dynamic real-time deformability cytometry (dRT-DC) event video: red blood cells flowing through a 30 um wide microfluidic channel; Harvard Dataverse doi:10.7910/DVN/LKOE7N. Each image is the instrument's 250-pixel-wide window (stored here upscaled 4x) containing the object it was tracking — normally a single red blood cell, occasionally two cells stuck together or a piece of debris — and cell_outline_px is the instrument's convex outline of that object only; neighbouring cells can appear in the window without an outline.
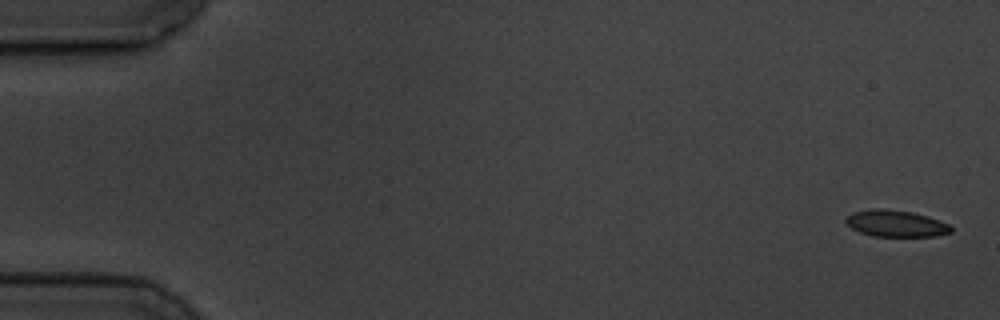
{"species": "common noctule bat (a hibernating species)", "species_latin": "Nyctalus noctula", "temperature_condition": "cold", "stored_images_in_passage": 6, "camera_frame_rate_fps": 3000, "um_per_image_px": 0.085, "animal": {"sex": "male", "body_mass_g": 19.5, "forearm_length_mm": 54.6}, "frame": {"image": 1, "passage_image": 1, "time_ms": 0.0, "image_size_px": [1000, 320], "cell_outline_px": [[952, 232], [936, 236], [872, 236], [860, 232], [852, 228], [844, 220], [852, 212], [872, 208], [880, 208], [912, 212], [928, 216], [940, 220], [948, 224], [952, 228]], "centroid_in_image_um": [76.15, 18.99], "position_along_channel_um": 8.8, "area_um2": 16.3}}